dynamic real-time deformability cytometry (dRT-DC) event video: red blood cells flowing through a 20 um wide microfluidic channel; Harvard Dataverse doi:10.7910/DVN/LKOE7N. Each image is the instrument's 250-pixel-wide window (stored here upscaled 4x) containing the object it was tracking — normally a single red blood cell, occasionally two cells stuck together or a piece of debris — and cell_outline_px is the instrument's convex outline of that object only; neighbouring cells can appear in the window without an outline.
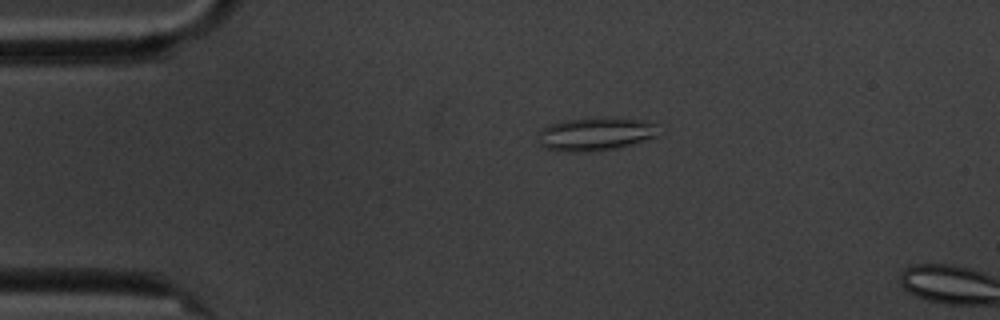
{"species": "common noctule bat (a hibernating species)", "species_latin": "Nyctalus noctula", "temperature_condition": "cold", "stored_images_in_passage": 5, "camera_frame_rate_fps": 3000, "um_per_image_px": 0.085, "animal": {"sex": "male", "body_mass_g": 20.1, "forearm_length_mm": 53.5}, "frame": {"image": 1, "passage_image": 4, "time_ms": 3.333, "image_size_px": [1000, 320], "cell_outline_px": [[660, 136], [632, 144], [616, 148], [592, 152], [568, 152], [544, 148], [540, 144], [540, 128], [564, 120], [596, 116], [604, 116], [656, 120]], "centroid_in_image_um": [50.73, 11.35], "position_along_channel_um": 34.3, "area_um2": 24.28}}